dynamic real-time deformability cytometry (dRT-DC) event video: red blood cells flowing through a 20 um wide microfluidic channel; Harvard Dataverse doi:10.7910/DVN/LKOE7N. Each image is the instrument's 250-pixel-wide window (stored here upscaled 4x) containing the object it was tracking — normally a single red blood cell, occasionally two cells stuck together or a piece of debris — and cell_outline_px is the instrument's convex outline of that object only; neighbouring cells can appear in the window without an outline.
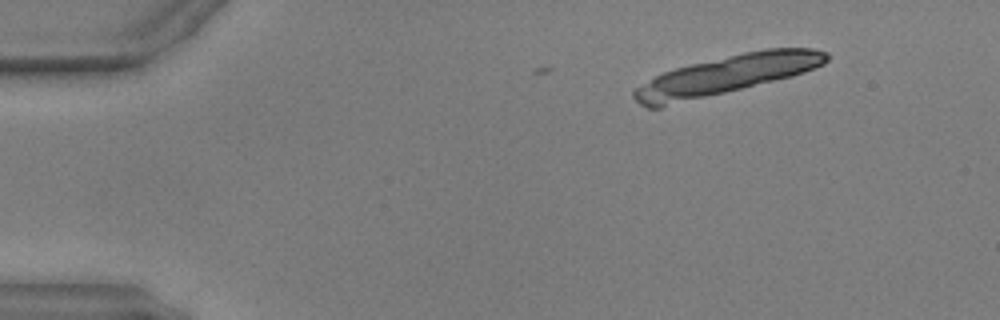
{"species": "common noctule bat (a hibernating species)", "species_latin": "Nyctalus noctula", "temperature_condition": "warm", "stored_images_in_passage": 6, "camera_frame_rate_fps": 3000, "um_per_image_px": 0.085, "animal": {"sex": "male", "body_mass_g": 17.9, "forearm_length_mm": 54.2}, "frame": {"image": 1, "passage_image": 1, "time_ms": 0.0, "image_size_px": [1000, 320], "cell_outline_px": [[828, 56], [820, 64], [800, 72], [736, 88], [716, 92], [692, 96], [680, 96], [668, 92], [652, 84], [660, 76], [668, 72], [680, 68], [752, 52], [776, 48], [804, 48], [824, 52]], "centroid_in_image_um": [62.78, 6.03], "position_along_channel_um": 22.2, "area_um2": 32.89}}